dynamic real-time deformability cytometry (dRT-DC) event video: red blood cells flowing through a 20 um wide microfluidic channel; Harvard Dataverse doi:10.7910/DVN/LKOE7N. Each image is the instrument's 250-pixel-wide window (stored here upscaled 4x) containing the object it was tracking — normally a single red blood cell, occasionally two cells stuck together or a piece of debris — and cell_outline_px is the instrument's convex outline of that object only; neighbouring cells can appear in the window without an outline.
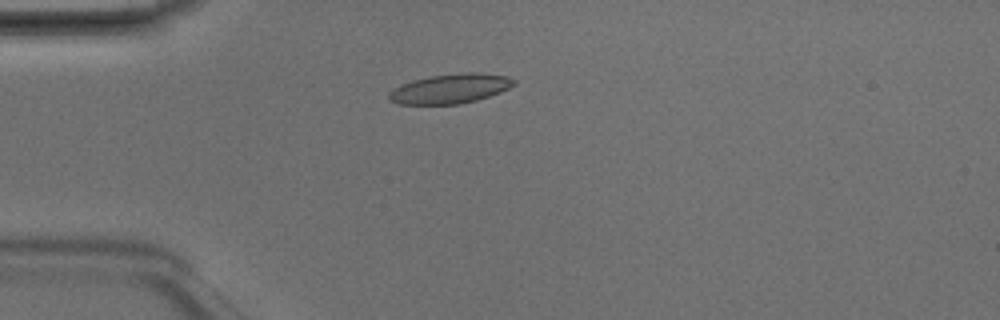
{"species": "Egyptian fruit bat (a non-hibernating species)", "species_latin": "Rousettus aegyptiacus", "temperature_condition": "room temperature", "stored_images_in_passage": 4, "camera_frame_rate_fps": 3000, "um_per_image_px": 0.085, "animal": {"sex": "male"}, "frame": {"image": 1, "passage_image": 4, "time_ms": 1.0, "image_size_px": [1000, 320], "cell_outline_px": [[516, 84], [500, 92], [476, 100], [460, 104], [396, 104], [388, 100], [388, 92], [392, 88], [400, 84], [412, 80], [432, 76], [464, 72], [480, 72], [508, 76], [516, 80]], "centroid_in_image_um": [38.24, 7.53], "position_along_channel_um": 46.8, "area_um2": 21.73}}